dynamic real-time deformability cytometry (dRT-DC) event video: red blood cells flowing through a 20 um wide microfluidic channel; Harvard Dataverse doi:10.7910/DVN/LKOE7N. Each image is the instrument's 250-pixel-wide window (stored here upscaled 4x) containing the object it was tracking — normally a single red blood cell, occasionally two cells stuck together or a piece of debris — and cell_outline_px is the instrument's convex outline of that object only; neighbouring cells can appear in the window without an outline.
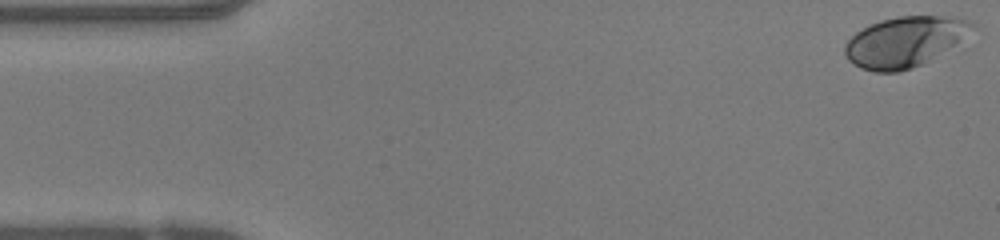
{"species": "human", "species_latin": "Homo sapiens", "temperature_condition": "warm", "stored_images_in_passage": 48, "camera_frame_rate_fps": 3000, "um_per_image_px": 0.085, "donor": {"sex": "female"}, "frame": {"image": 1, "passage_image": 1, "time_ms": 0.0, "image_size_px": [1000, 240], "cell_outline_px": [[972, 24], [952, 44], [920, 64], [912, 68], [896, 72], [876, 72], [860, 68], [852, 64], [848, 60], [844, 52], [844, 44], [856, 32], [880, 20], [900, 16], [940, 16], [968, 20]], "centroid_in_image_um": [76.71, 3.56], "position_along_channel_um": 8.3, "area_um2": 35.72}}
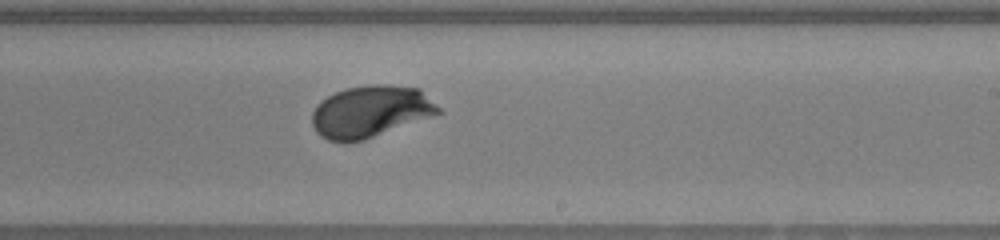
{"frame": {"image": 2, "passage_image": 28, "time_ms": 9.0, "image_size_px": [1000, 240], "cell_outline_px": [[444, 112], [364, 140], [328, 140], [320, 136], [316, 132], [312, 124], [312, 112], [316, 104], [320, 100], [344, 88], [372, 84], [388, 84], [420, 88]], "centroid_in_image_um": [31.5, 9.45], "position_along_channel_um": 257.5, "area_um2": 38.09}}
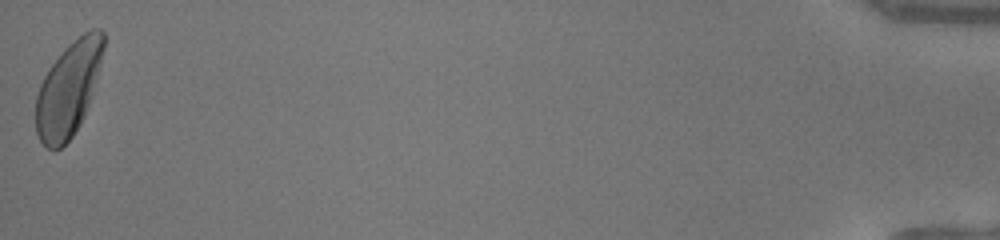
{"frame": {"image": 3, "passage_image": 48, "time_ms": 15.667, "image_size_px": [1000, 240], "cell_outline_px": [[104, 48], [92, 92], [84, 116], [80, 124], [72, 136], [60, 148], [48, 148], [40, 140], [36, 132], [36, 96], [40, 84], [48, 68], [64, 48], [68, 44], [84, 32], [92, 28], [100, 28], [104, 32]], "centroid_in_image_um": [5.81, 7.53], "position_along_channel_um": 429.4, "area_um2": 36.82}, "authors_computed_cell_mechanics": {"area_um2": 36.5007, "velocity_mm_per_s": 4.1753, "shape_relaxation_time_tau1_ms": 3.1242, "shape_relaxation_time_tau2_ms": null, "deformation_change_tau1": 0.1675, "deformation_change_tau2": null}}